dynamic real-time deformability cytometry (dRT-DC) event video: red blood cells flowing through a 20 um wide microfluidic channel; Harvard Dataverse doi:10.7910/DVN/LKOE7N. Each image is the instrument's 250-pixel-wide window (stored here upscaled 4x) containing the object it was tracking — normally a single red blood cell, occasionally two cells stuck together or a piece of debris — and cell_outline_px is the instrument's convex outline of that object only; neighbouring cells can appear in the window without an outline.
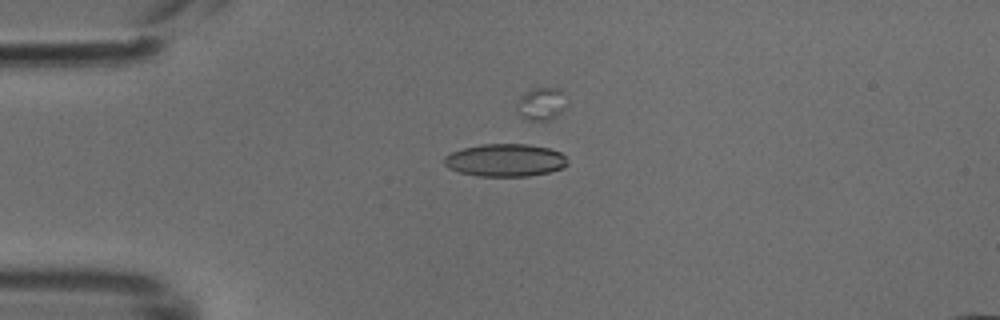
{"species": "common noctule bat (a hibernating species)", "species_latin": "Nyctalus noctula", "temperature_condition": "cold", "stored_images_in_passage": 39, "camera_frame_rate_fps": 3000, "um_per_image_px": 0.085, "animal": {"sex": "male", "body_mass_g": 18.8}, "frame": {"image": 1, "passage_image": 13, "time_ms": 4.0, "image_size_px": [1000, 320], "cell_outline_px": [[568, 164], [564, 168], [548, 172], [528, 176], [480, 176], [460, 172], [448, 168], [444, 164], [444, 156], [452, 152], [464, 148], [484, 144], [528, 144], [548, 148], [560, 152], [564, 156]], "centroid_in_image_um": [42.95, 13.62], "position_along_channel_um": 42.1, "area_um2": 23.35}}
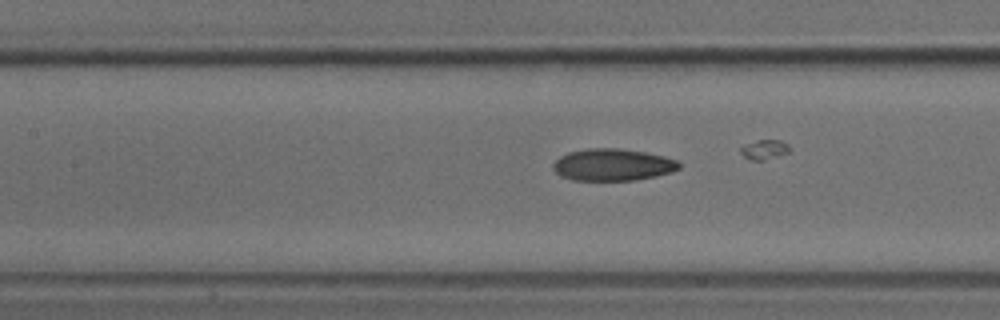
{"frame": {"image": 2, "passage_image": 23, "time_ms": 7.333, "image_size_px": [1000, 320], "cell_outline_px": [[680, 168], [672, 172], [656, 176], [636, 180], [572, 180], [560, 176], [552, 168], [552, 164], [560, 156], [568, 152], [588, 148], [620, 148], [644, 152], [664, 156], [676, 160], [680, 164]], "centroid_in_image_um": [52.06, 14.0], "position_along_channel_um": 155.3, "area_um2": 23.58}}
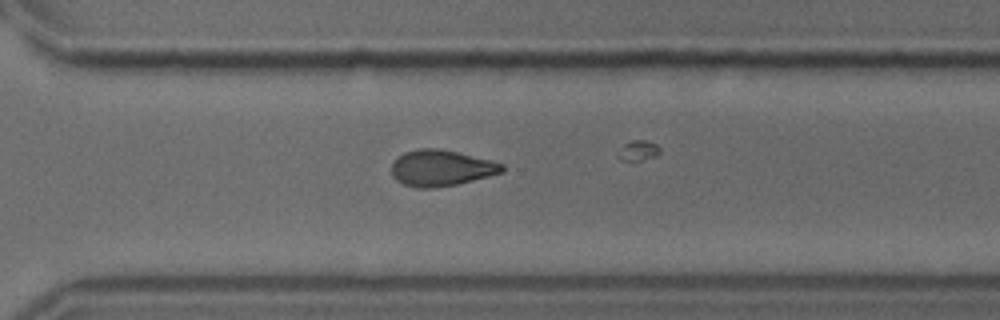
{"frame": {"image": 3, "passage_image": 36, "time_ms": 11.667, "image_size_px": [1000, 320], "cell_outline_px": [[504, 172], [456, 184], [432, 188], [420, 188], [404, 184], [396, 180], [392, 176], [392, 164], [404, 152], [420, 148], [440, 148], [492, 160], [504, 164]], "centroid_in_image_um": [37.51, 14.27], "position_along_channel_um": 333.1, "area_um2": 23.12}}